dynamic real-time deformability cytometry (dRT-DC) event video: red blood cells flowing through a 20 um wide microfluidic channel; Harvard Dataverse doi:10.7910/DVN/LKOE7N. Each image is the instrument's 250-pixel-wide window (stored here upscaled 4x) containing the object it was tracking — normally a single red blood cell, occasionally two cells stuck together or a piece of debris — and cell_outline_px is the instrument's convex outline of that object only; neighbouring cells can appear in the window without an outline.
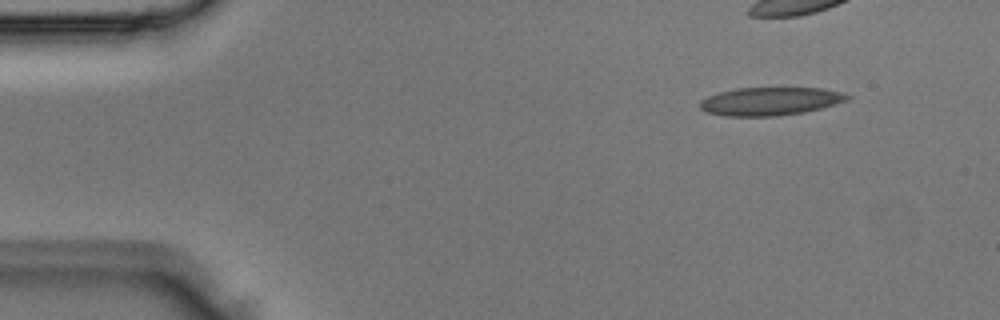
{"species": "Egyptian fruit bat (a non-hibernating species)", "species_latin": "Rousettus aegyptiacus", "temperature_condition": "room temperature", "stored_images_in_passage": 3, "segment_of_instrument_passage": [2, 2], "camera_frame_rate_fps": 3000, "um_per_image_px": 0.085, "animal": {"sex": "male"}, "frame": {"image": 1, "passage_image": 3, "time_ms": 0.667, "image_size_px": [1000, 320], "cell_outline_px": [[852, 96], [848, 100], [836, 104], [804, 112], [776, 116], [724, 116], [704, 112], [700, 108], [700, 100], [708, 96], [720, 92], [736, 88], [820, 88], [840, 92]], "centroid_in_image_um": [65.44, 8.61], "position_along_channel_um": 19.6, "area_um2": 24.16}}